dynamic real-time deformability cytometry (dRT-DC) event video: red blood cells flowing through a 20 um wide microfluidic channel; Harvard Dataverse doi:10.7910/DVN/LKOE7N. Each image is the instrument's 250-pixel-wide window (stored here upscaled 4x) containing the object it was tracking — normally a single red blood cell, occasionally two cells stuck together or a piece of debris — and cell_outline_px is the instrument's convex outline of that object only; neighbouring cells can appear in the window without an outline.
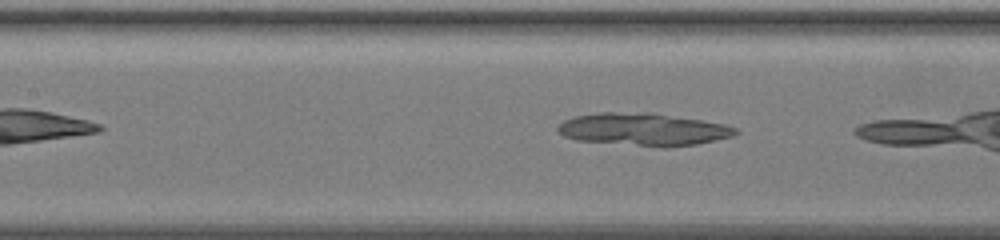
{"species": "common noctule bat (a hibernating species)", "species_latin": "Nyctalus noctula", "temperature_condition": "warm", "stored_images_in_passage": 26, "camera_frame_rate_fps": 3000, "um_per_image_px": 0.085, "animal": {"sex": "female", "body_mass_g": 19.5, "forearm_length_mm": 54.1}, "frame": {"image": 1, "passage_image": 6, "time_ms": 1.667, "image_size_px": [1000, 240], "cell_outline_px": [[740, 132], [732, 136], [696, 144], [664, 148], [576, 140], [564, 136], [556, 128], [564, 120], [576, 116], [600, 112], [652, 112], [724, 124], [736, 128]], "centroid_in_image_um": [54.68, 11.0], "position_along_channel_um": 152.7, "area_um2": 33.76}}
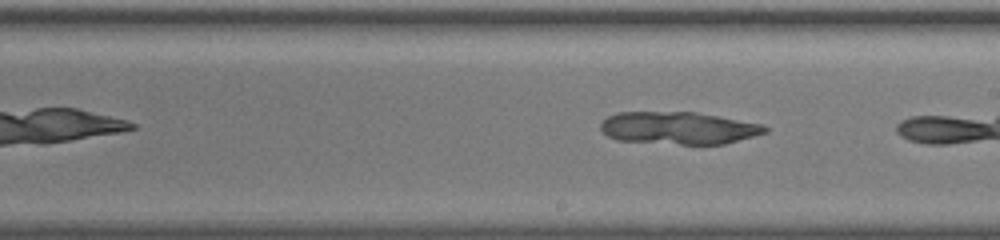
{"frame": {"image": 2, "passage_image": 13, "time_ms": 4.0, "image_size_px": [1000, 240], "cell_outline_px": [[768, 132], [724, 144], [680, 144], [616, 140], [608, 136], [600, 128], [600, 124], [608, 116], [620, 112], [696, 112], [764, 124], [768, 128]], "centroid_in_image_um": [57.7, 10.88], "position_along_channel_um": 231.3, "area_um2": 30.98}}
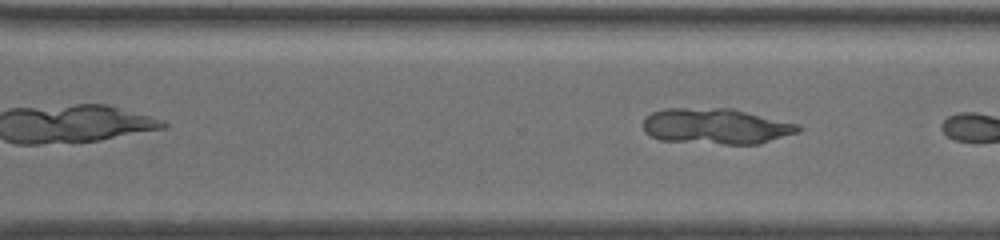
{"frame": {"image": 3, "passage_image": 20, "time_ms": 6.333, "image_size_px": [1000, 240], "cell_outline_px": [[800, 132], [760, 144], [724, 144], [660, 140], [644, 132], [644, 116], [652, 112], [664, 108], [732, 108], [800, 124]], "centroid_in_image_um": [60.88, 10.72], "position_along_channel_um": 309.7, "area_um2": 32.54}}